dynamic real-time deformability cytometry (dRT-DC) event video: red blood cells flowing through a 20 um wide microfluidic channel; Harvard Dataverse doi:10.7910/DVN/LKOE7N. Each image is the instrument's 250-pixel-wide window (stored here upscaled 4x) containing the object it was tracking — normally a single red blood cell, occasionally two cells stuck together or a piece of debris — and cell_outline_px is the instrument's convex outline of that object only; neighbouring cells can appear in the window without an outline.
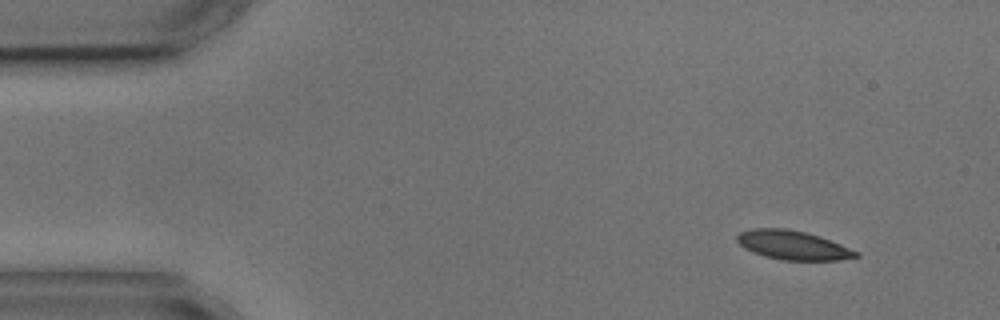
{"species": "common noctule bat (a hibernating species)", "species_latin": "Nyctalus noctula", "temperature_condition": "cold", "stored_images_in_passage": 4, "segment_of_instrument_passage": [1, 2], "camera_frame_rate_fps": 3000, "um_per_image_px": 0.085, "animal": {"sex": "male", "body_mass_g": 17.9, "forearm_length_mm": 54.2}, "frame": {"image": 1, "passage_image": 1, "time_ms": 0.0, "image_size_px": [1000, 320], "cell_outline_px": [[860, 256], [840, 260], [784, 260], [764, 256], [752, 252], [744, 248], [736, 240], [736, 236], [740, 232], [752, 228], [788, 228], [820, 236], [860, 252]], "centroid_in_image_um": [67.39, 20.83], "position_along_channel_um": 17.6, "area_um2": 20.17}}